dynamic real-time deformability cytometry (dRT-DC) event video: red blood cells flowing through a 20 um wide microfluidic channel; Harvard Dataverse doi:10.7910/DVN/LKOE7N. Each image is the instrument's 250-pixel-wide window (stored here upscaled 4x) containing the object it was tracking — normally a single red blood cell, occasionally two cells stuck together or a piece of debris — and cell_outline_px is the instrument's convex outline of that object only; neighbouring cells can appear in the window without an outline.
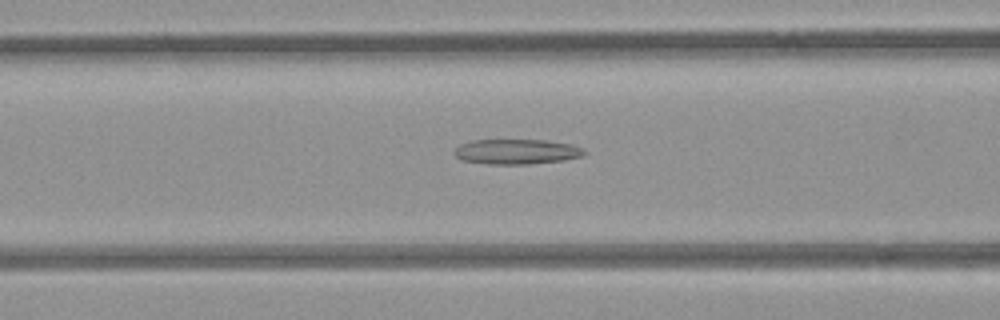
{"species": "common noctule bat (a hibernating species)", "species_latin": "Nyctalus noctula", "temperature_condition": "room temperature", "stored_images_in_passage": 48, "camera_frame_rate_fps": 3000, "um_per_image_px": 0.085, "animal": {"sex": "female", "body_mass_g": 21.9}, "frame": {"image": 1, "passage_image": 15, "time_ms": 4.667, "image_size_px": [1000, 320], "cell_outline_px": [[588, 152], [584, 156], [564, 160], [528, 164], [488, 164], [460, 160], [452, 152], [460, 144], [472, 140], [548, 140], [572, 144], [584, 148]], "centroid_in_image_um": [43.94, 12.89], "position_along_channel_um": 122.7, "area_um2": 19.25}}
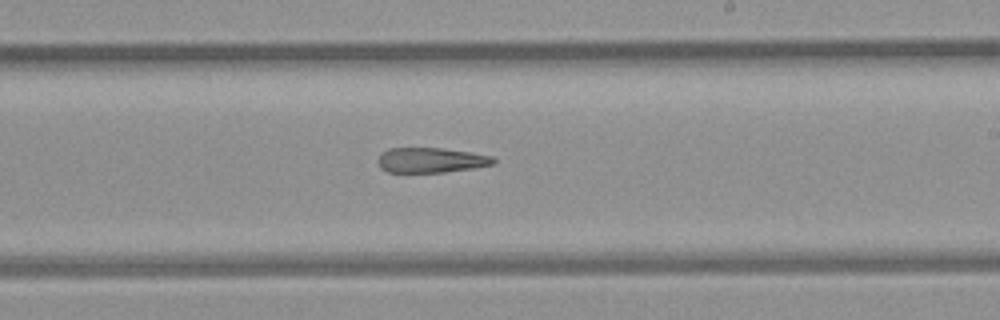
{"frame": {"image": 2, "passage_image": 25, "time_ms": 8.0, "image_size_px": [1000, 320], "cell_outline_px": [[496, 164], [476, 168], [444, 172], [388, 172], [380, 168], [376, 160], [380, 152], [388, 148], [440, 148], [468, 152], [492, 156], [496, 160]], "centroid_in_image_um": [36.6, 13.61], "position_along_channel_um": 252.4, "area_um2": 17.05}}
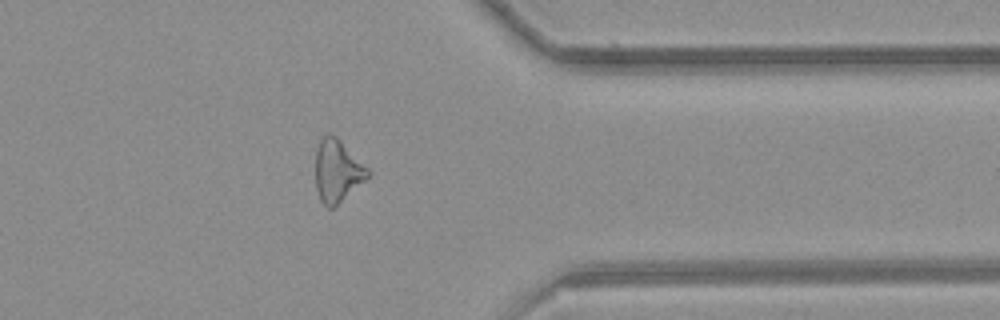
{"frame": {"image": 3, "passage_image": 36, "time_ms": 11.667, "image_size_px": [1000, 320], "cell_outline_px": [[372, 172], [364, 180], [332, 208], [328, 208], [320, 200], [316, 188], [316, 148], [320, 140], [328, 132], [336, 136]], "centroid_in_image_um": [28.65, 14.5], "position_along_channel_um": 382.8, "area_um2": 18.61}, "authors_computed_cell_mechanics": {"area_um2": 19.5364, "velocity_mm_per_s": 3.8795, "shape_relaxation_time_tau1_ms": null, "shape_relaxation_time_tau2_ms": 8.7922, "deformation_change_tau1": null, "deformation_change_tau2": 0.2505}}